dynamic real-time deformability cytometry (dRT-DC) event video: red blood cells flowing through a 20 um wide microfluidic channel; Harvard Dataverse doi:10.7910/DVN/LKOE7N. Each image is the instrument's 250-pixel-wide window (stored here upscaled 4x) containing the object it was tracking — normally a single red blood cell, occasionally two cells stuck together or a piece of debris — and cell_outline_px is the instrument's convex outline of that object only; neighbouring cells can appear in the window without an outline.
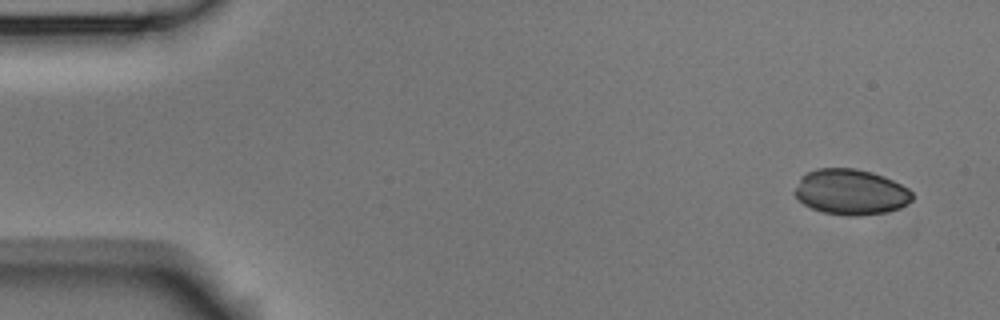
{"species": "Egyptian fruit bat (a non-hibernating species)", "species_latin": "Rousettus aegyptiacus", "temperature_condition": "room temperature", "stored_images_in_passage": 5, "camera_frame_rate_fps": 3000, "um_per_image_px": 0.085, "animal": {"sex": "male"}, "frame": {"image": 1, "passage_image": 1, "time_ms": 0.0, "image_size_px": [1000, 320], "cell_outline_px": [[912, 200], [900, 208], [884, 212], [860, 216], [848, 216], [824, 212], [812, 208], [804, 204], [792, 192], [800, 176], [816, 168], [856, 168], [872, 172], [884, 176], [908, 188], [912, 192]], "centroid_in_image_um": [72.29, 16.31], "position_along_channel_um": 12.7, "area_um2": 31.33}}
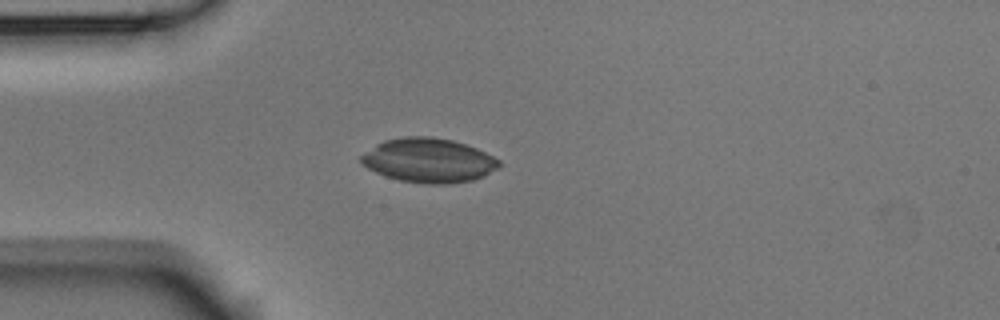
{"frame": {"image": 2, "passage_image": 4, "time_ms": 1.0, "image_size_px": [1000, 320], "cell_outline_px": [[500, 164], [496, 168], [484, 176], [472, 180], [448, 184], [424, 184], [400, 180], [384, 176], [368, 168], [360, 160], [360, 156], [376, 144], [384, 140], [404, 136], [432, 136], [452, 140], [476, 148], [500, 160]], "centroid_in_image_um": [36.41, 13.63], "position_along_channel_um": 48.6, "area_um2": 35.49}}